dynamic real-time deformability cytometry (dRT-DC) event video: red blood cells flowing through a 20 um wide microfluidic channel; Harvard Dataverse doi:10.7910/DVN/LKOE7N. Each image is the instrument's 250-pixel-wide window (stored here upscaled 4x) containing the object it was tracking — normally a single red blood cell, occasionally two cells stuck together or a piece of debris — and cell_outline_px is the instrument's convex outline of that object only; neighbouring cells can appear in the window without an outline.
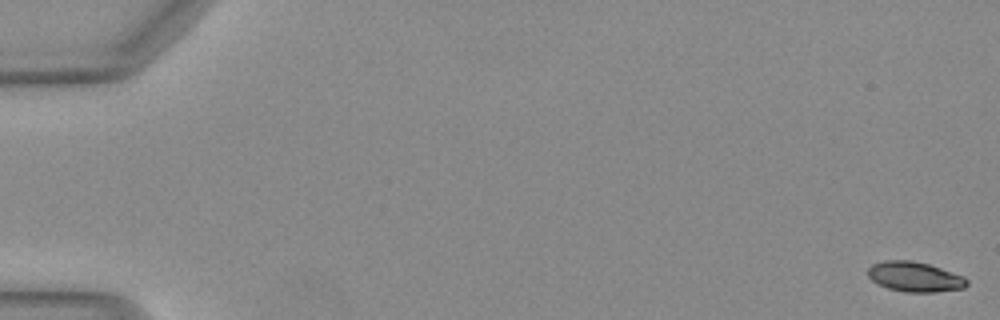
{"species": "Egyptian fruit bat (a non-hibernating species)", "species_latin": "Rousettus aegyptiacus", "temperature_condition": "warm", "stored_images_in_passage": 16, "camera_frame_rate_fps": 3000, "um_per_image_px": 0.085, "animal": {"sex": "female"}, "frame": {"image": 1, "passage_image": 1, "time_ms": 0.0, "image_size_px": [1000, 320], "cell_outline_px": [[968, 284], [964, 288], [936, 292], [904, 292], [888, 288], [876, 284], [868, 276], [868, 268], [872, 264], [884, 260], [912, 260], [928, 264], [964, 276], [968, 280]], "centroid_in_image_um": [77.74, 23.53], "position_along_channel_um": 7.3, "area_um2": 17.4}}
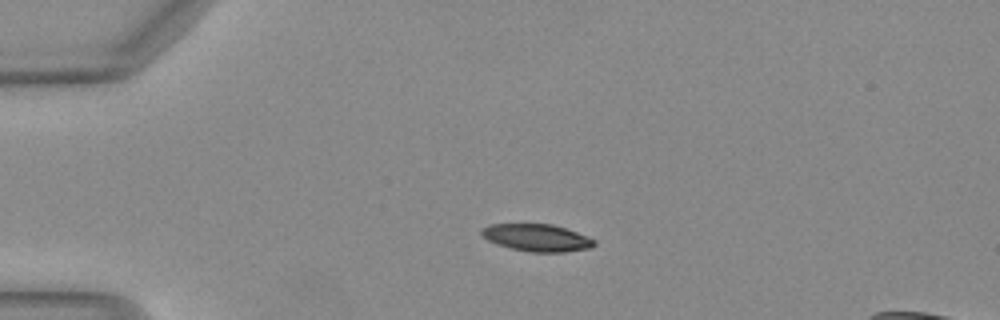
{"frame": {"image": 2, "passage_image": 13, "time_ms": 4.0, "image_size_px": [1000, 320], "cell_outline_px": [[596, 244], [592, 248], [564, 252], [532, 252], [512, 248], [496, 244], [488, 240], [480, 232], [480, 228], [488, 224], [552, 224], [576, 232], [596, 240]], "centroid_in_image_um": [45.63, 20.2], "position_along_channel_um": 39.4, "area_um2": 17.86}}